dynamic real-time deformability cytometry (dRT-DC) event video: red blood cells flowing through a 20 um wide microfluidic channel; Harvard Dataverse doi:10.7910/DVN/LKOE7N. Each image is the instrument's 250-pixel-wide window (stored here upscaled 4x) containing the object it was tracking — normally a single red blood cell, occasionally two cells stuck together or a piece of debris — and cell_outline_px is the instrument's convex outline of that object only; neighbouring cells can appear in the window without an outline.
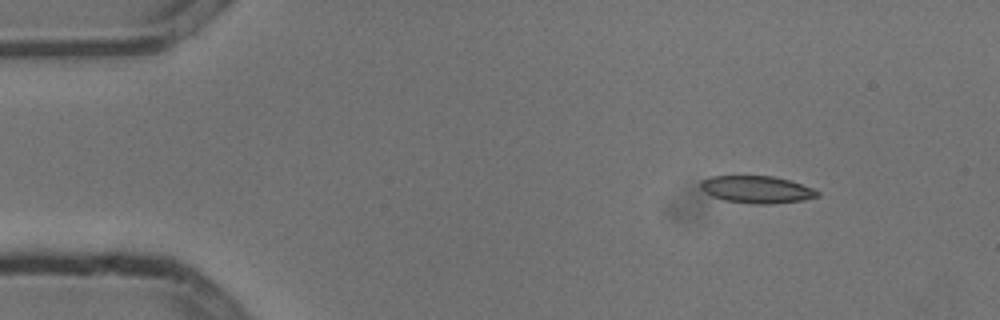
{"species": "common noctule bat (a hibernating species)", "species_latin": "Nyctalus noctula", "temperature_condition": "cold", "stored_images_in_passage": 8, "camera_frame_rate_fps": 3000, "um_per_image_px": 0.085, "animal": {"sex": "male", "body_mass_g": 13.3}, "frame": {"image": 1, "passage_image": 1, "time_ms": 0.0, "image_size_px": [1000, 320], "cell_outline_px": [[820, 196], [804, 200], [772, 204], [752, 204], [724, 200], [712, 196], [704, 192], [700, 188], [700, 180], [708, 176], [772, 176], [788, 180], [812, 188], [820, 192]], "centroid_in_image_um": [64.29, 16.11], "position_along_channel_um": 20.7, "area_um2": 18.67}}
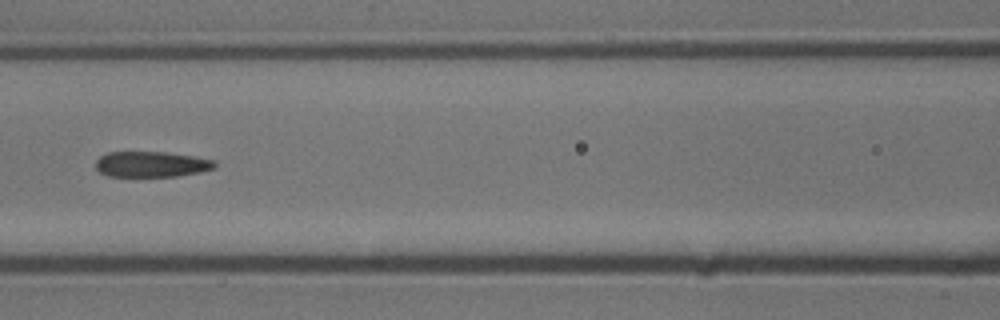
{"frame": {"image": 2, "passage_image": 5, "time_ms": 1.333, "image_size_px": [1000, 320], "cell_outline_px": [[216, 168], [200, 172], [176, 176], [108, 176], [100, 172], [96, 168], [96, 160], [100, 156], [108, 152], [168, 152], [196, 156], [216, 160]], "centroid_in_image_um": [12.91, 13.95], "position_along_channel_um": 153.7, "area_um2": 17.92}}
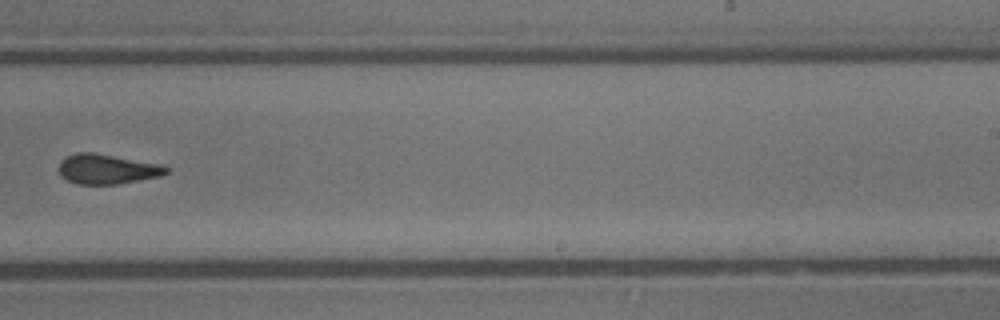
{"frame": {"image": 3, "passage_image": 8, "time_ms": 2.333, "image_size_px": [1000, 320], "cell_outline_px": [[168, 172], [160, 176], [120, 184], [76, 184], [60, 176], [60, 160], [76, 152], [92, 152], [164, 164], [168, 168]], "centroid_in_image_um": [9.13, 14.37], "position_along_channel_um": 279.9, "area_um2": 18.79}}